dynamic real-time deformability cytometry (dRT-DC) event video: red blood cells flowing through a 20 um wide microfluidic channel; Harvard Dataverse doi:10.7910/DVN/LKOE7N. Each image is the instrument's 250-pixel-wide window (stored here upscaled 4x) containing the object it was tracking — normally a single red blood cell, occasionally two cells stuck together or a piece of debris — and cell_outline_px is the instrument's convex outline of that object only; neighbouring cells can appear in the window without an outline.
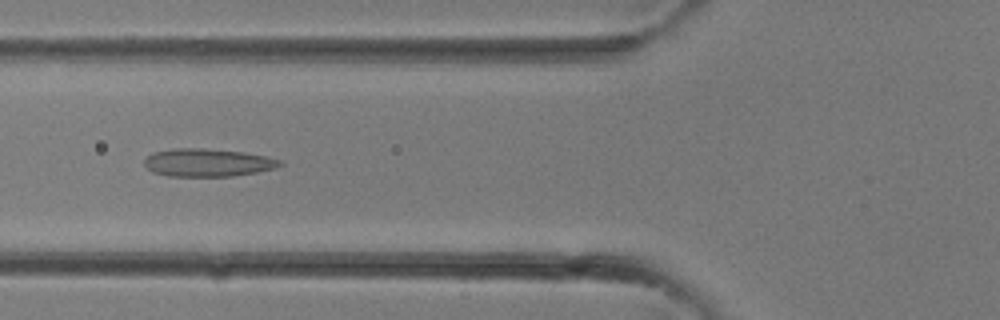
{"species": "common noctule bat (a hibernating species)", "species_latin": "Nyctalus noctula", "temperature_condition": "room temperature", "stored_images_in_passage": 32, "camera_frame_rate_fps": 3000, "um_per_image_px": 0.085, "animal": {"sex": "female"}, "frame": {"image": 1, "passage_image": 12, "time_ms": 3.667, "image_size_px": [1000, 320], "cell_outline_px": [[284, 164], [276, 168], [256, 172], [232, 176], [168, 176], [152, 172], [144, 164], [144, 160], [152, 152], [172, 148], [200, 148], [244, 152], [264, 156], [280, 160]], "centroid_in_image_um": [17.63, 13.82], "position_along_channel_um": 108.2, "area_um2": 22.02}}
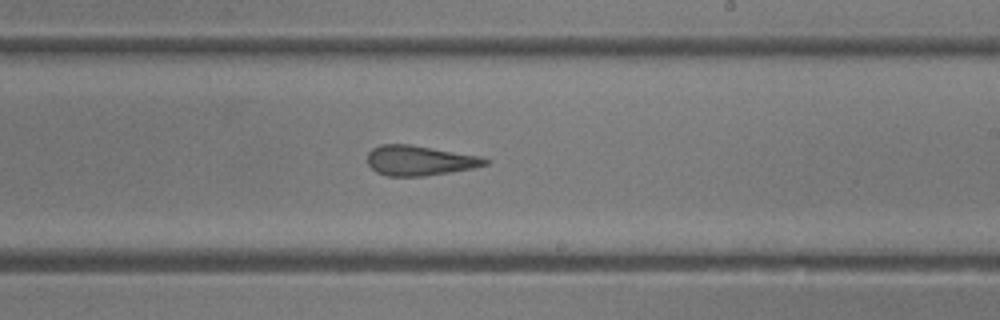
{"frame": {"image": 2, "passage_image": 19, "time_ms": 6.0, "image_size_px": [1000, 320], "cell_outline_px": [[492, 160], [488, 164], [472, 168], [452, 172], [424, 176], [388, 176], [376, 172], [368, 164], [368, 152], [372, 148], [380, 144], [408, 144], [480, 156]], "centroid_in_image_um": [35.67, 13.65], "position_along_channel_um": 253.3, "area_um2": 20.58}}
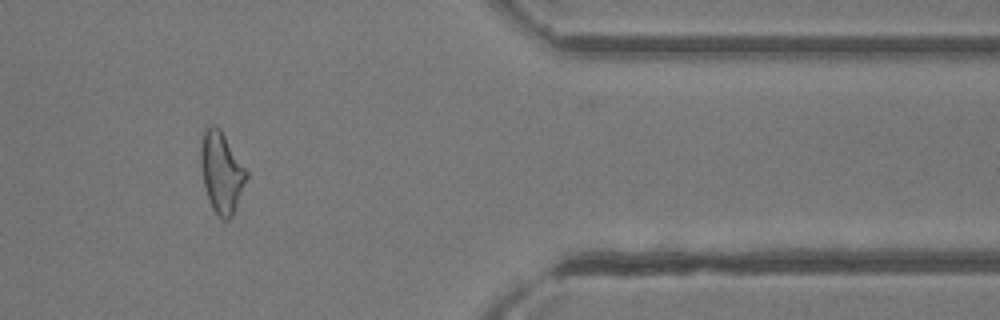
{"frame": {"image": 3, "passage_image": 27, "time_ms": 8.667, "image_size_px": [1000, 320], "cell_outline_px": [[248, 176], [232, 216], [228, 220], [224, 220], [216, 216], [208, 200], [204, 184], [200, 164], [200, 144], [204, 128], [208, 124], [216, 124], [220, 128], [248, 168]], "centroid_in_image_um": [18.83, 14.59], "position_along_channel_um": 392.6, "area_um2": 22.2}}